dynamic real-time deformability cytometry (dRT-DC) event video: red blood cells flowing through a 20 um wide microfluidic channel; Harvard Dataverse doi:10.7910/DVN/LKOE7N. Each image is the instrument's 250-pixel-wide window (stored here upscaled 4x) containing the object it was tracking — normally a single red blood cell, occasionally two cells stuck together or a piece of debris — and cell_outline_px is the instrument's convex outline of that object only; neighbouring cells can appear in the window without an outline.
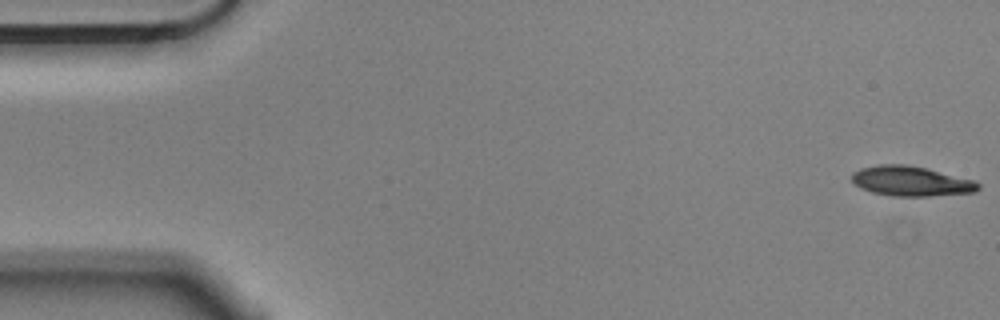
{"species": "Egyptian fruit bat (a non-hibernating species)", "species_latin": "Rousettus aegyptiacus", "temperature_condition": "cold", "stored_images_in_passage": 56, "camera_frame_rate_fps": 3000, "um_per_image_px": 0.085, "animal": {"sex": "male"}, "frame": {"image": 1, "passage_image": 1, "time_ms": 0.0, "image_size_px": [1000, 320], "cell_outline_px": [[980, 188], [976, 192], [928, 196], [892, 196], [872, 192], [860, 188], [852, 180], [852, 172], [860, 168], [880, 164], [908, 164], [928, 168], [972, 180], [980, 184]], "centroid_in_image_um": [77.42, 15.39], "position_along_channel_um": 7.6, "area_um2": 22.08}}
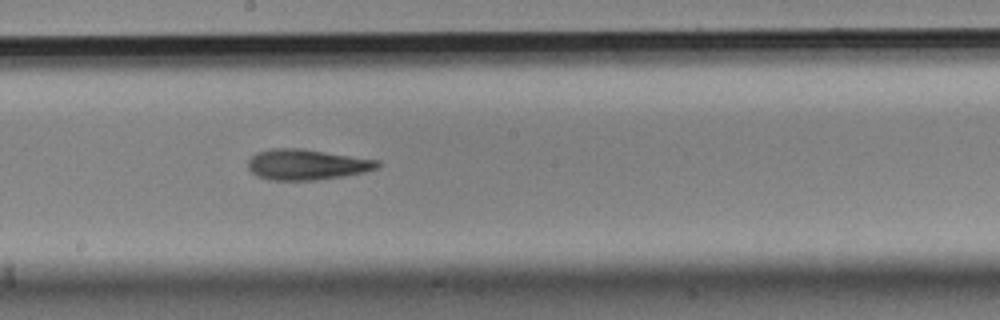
{"frame": {"image": 2, "passage_image": 30, "time_ms": 9.667, "image_size_px": [1000, 320], "cell_outline_px": [[380, 164], [376, 168], [364, 172], [344, 176], [316, 180], [268, 180], [256, 176], [248, 168], [248, 160], [256, 152], [272, 148], [304, 148], [380, 160]], "centroid_in_image_um": [26.06, 13.98], "position_along_channel_um": 222.1, "area_um2": 23.35}}
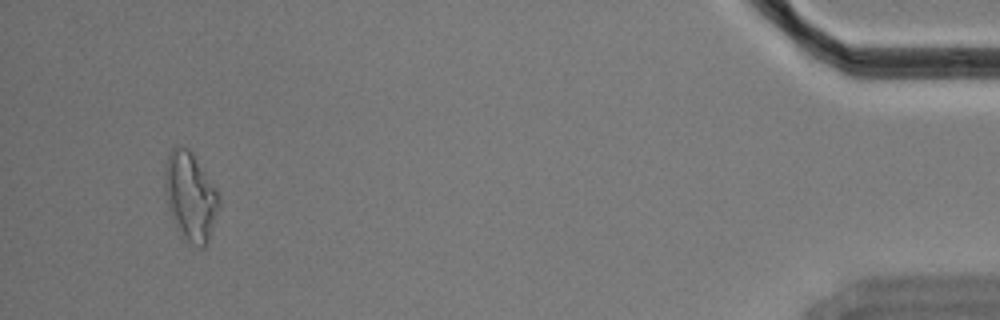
{"frame": {"image": 3, "passage_image": 53, "time_ms": 17.333, "image_size_px": [1000, 320], "cell_outline_px": [[220, 204], [208, 244], [204, 248], [200, 248], [192, 244], [180, 236], [176, 228], [168, 208], [164, 188], [164, 168], [168, 152], [176, 144], [188, 148], [192, 152], [216, 188], [220, 196]], "centroid_in_image_um": [16.17, 16.7], "position_along_channel_um": 419.0, "area_um2": 28.55}, "authors_computed_cell_mechanics": {"area_um2": 22.8888, "velocity_mm_per_s": 3.5667, "shape_relaxation_time_tau1_ms": 9.1604, "shape_relaxation_time_tau2_ms": 8.592, "deformation_change_tau1": 0.1973, "deformation_change_tau2": 0.2187}}